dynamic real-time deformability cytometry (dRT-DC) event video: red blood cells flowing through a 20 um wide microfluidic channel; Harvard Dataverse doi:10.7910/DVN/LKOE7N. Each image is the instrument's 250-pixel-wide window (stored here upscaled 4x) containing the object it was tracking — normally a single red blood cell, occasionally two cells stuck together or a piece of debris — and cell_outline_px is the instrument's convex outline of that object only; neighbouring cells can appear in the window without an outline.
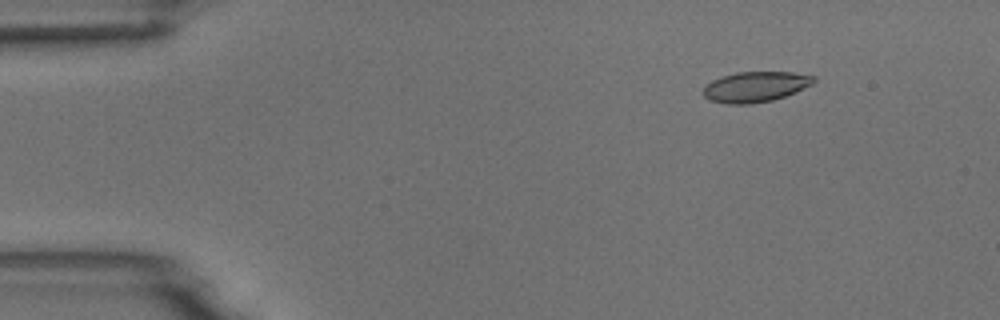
{"species": "common noctule bat (a hibernating species)", "species_latin": "Nyctalus noctula", "temperature_condition": "room temperature", "stored_images_in_passage": 49, "camera_frame_rate_fps": 3000, "um_per_image_px": 0.085, "animal": {"sex": "male", "body_mass_g": 18.8}, "frame": {"image": 1, "passage_image": 1, "time_ms": 0.0, "image_size_px": [1000, 320], "cell_outline_px": [[816, 80], [812, 84], [784, 96], [772, 100], [748, 104], [728, 104], [708, 100], [704, 96], [704, 84], [720, 76], [736, 72], [792, 72], [816, 76]], "centroid_in_image_um": [64.17, 7.37], "position_along_channel_um": 20.8, "area_um2": 19.59}}
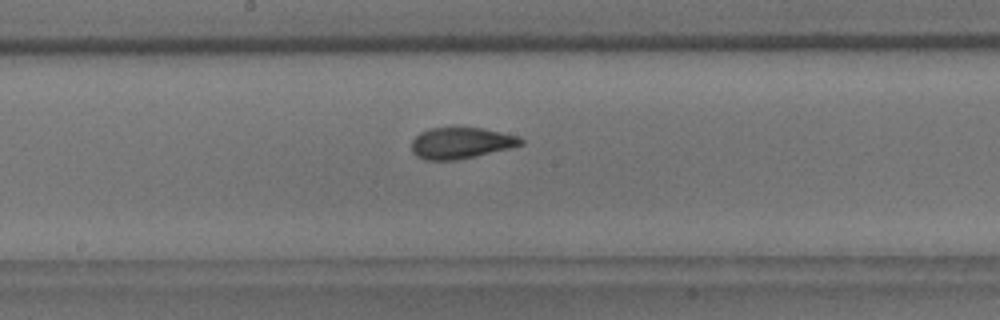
{"frame": {"image": 2, "passage_image": 23, "time_ms": 7.333, "image_size_px": [1000, 320], "cell_outline_px": [[524, 144], [508, 148], [456, 160], [424, 160], [416, 156], [412, 152], [412, 140], [420, 132], [428, 128], [480, 128], [520, 136], [524, 140]], "centroid_in_image_um": [39.15, 12.15], "position_along_channel_um": 209.0, "area_um2": 19.71}}
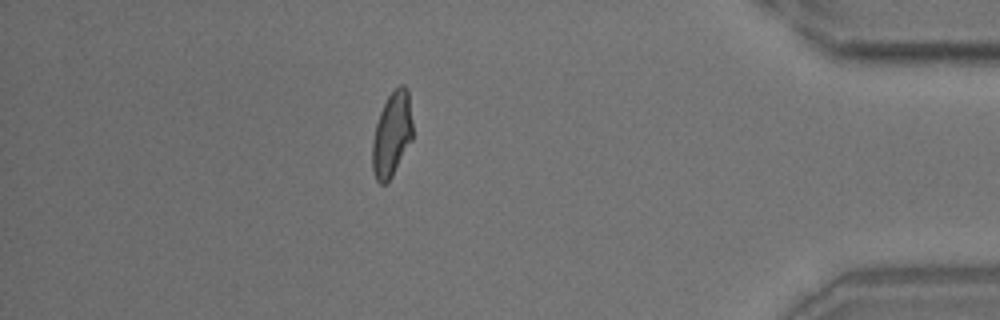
{"frame": {"image": 3, "passage_image": 42, "time_ms": 13.667, "image_size_px": [1000, 320], "cell_outline_px": [[412, 140], [392, 176], [384, 184], [380, 184], [376, 180], [372, 168], [372, 140], [376, 124], [380, 112], [388, 96], [400, 84], [404, 84], [408, 88], [412, 124]], "centroid_in_image_um": [33.31, 11.41], "position_along_channel_um": 401.9, "area_um2": 19.83}, "authors_computed_cell_mechanics": {"area_um2": 20.1144, "velocity_mm_per_s": 3.6886, "shape_relaxation_time_tau1_ms": 5.9959, "shape_relaxation_time_tau2_ms": 1.1702, "deformation_change_tau1": 0.1759, "deformation_change_tau2": 0.0799}}